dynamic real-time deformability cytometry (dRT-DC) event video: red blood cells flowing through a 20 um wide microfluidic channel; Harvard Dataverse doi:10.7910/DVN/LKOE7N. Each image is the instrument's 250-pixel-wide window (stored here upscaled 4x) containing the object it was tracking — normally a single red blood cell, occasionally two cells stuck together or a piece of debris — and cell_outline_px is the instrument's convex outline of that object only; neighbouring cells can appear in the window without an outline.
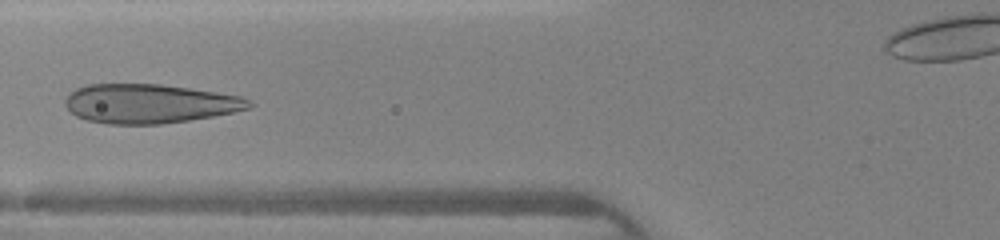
{"species": "human", "species_latin": "Homo sapiens", "temperature_condition": "warm", "stored_images_in_passage": 38, "camera_frame_rate_fps": 3000, "um_per_image_px": 0.085, "donor": {"sex": "female"}, "frame": {"image": 1, "passage_image": 16, "time_ms": 5.0, "image_size_px": [1000, 240], "cell_outline_px": [[256, 104], [252, 108], [212, 116], [188, 120], [160, 124], [108, 124], [88, 120], [76, 116], [64, 104], [64, 100], [68, 92], [76, 88], [88, 84], [160, 84], [216, 92], [240, 96]], "centroid_in_image_um": [12.68, 8.8], "position_along_channel_um": 113.1, "area_um2": 41.96}}
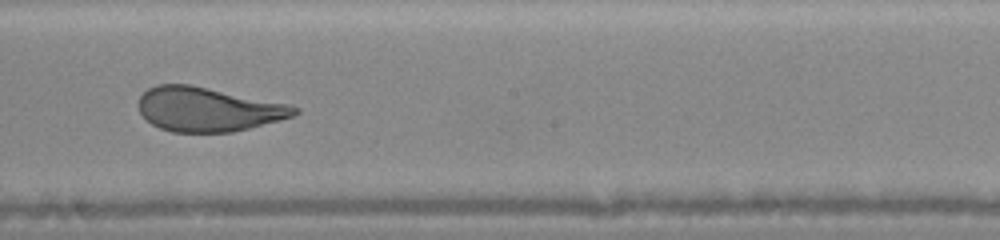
{"frame": {"image": 2, "passage_image": 24, "time_ms": 7.667, "image_size_px": [1000, 240], "cell_outline_px": [[300, 112], [292, 116], [280, 120], [232, 132], [172, 132], [160, 128], [152, 124], [140, 112], [140, 96], [148, 88], [156, 84], [188, 84], [292, 104], [300, 108]], "centroid_in_image_um": [17.72, 9.28], "position_along_channel_um": 230.5, "area_um2": 40.06}}
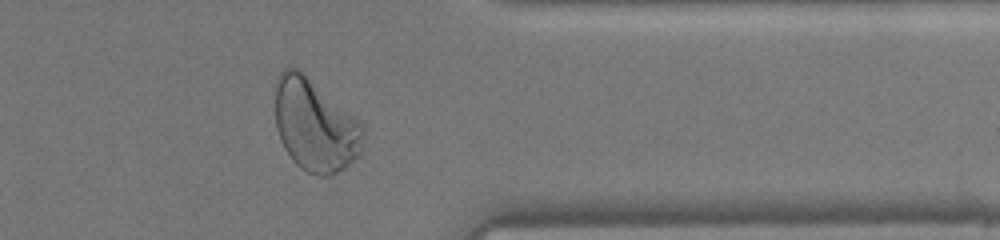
{"frame": {"image": 3, "passage_image": 35, "time_ms": 11.333, "image_size_px": [1000, 240], "cell_outline_px": [[364, 152], [360, 156], [344, 168], [332, 176], [320, 176], [308, 172], [300, 168], [292, 160], [284, 148], [280, 140], [276, 128], [276, 76], [284, 68], [296, 68], [304, 72], [360, 120], [364, 124]], "centroid_in_image_um": [26.82, 10.66], "position_along_channel_um": 384.6, "area_um2": 48.21}}